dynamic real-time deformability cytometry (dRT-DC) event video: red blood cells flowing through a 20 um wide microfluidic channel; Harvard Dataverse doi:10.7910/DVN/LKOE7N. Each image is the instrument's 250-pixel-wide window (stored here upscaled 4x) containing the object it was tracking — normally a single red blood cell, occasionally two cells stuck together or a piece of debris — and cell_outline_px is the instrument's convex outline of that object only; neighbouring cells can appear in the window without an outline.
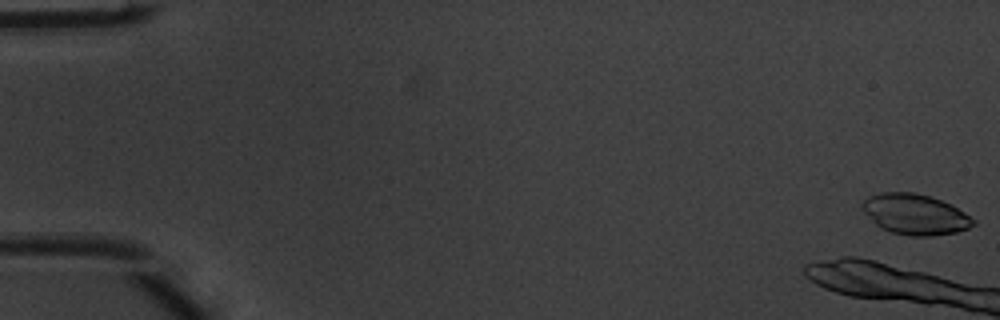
{"species": "common noctule bat (a hibernating species)", "species_latin": "Nyctalus noctula", "temperature_condition": "warm", "stored_images_in_passage": 7, "camera_frame_rate_fps": 3000, "um_per_image_px": 0.085, "animal": {"sex": "male", "body_mass_g": 20.1, "forearm_length_mm": 53.5}, "frame": {"image": 1, "passage_image": 1, "time_ms": 0.0, "image_size_px": [1000, 320], "cell_outline_px": [[976, 224], [968, 228], [956, 232], [932, 236], [908, 236], [892, 232], [880, 228], [864, 212], [860, 204], [868, 196], [880, 192], [916, 192], [932, 196], [952, 204], [976, 220]], "centroid_in_image_um": [77.79, 18.2], "position_along_channel_um": 7.2, "area_um2": 26.53}}